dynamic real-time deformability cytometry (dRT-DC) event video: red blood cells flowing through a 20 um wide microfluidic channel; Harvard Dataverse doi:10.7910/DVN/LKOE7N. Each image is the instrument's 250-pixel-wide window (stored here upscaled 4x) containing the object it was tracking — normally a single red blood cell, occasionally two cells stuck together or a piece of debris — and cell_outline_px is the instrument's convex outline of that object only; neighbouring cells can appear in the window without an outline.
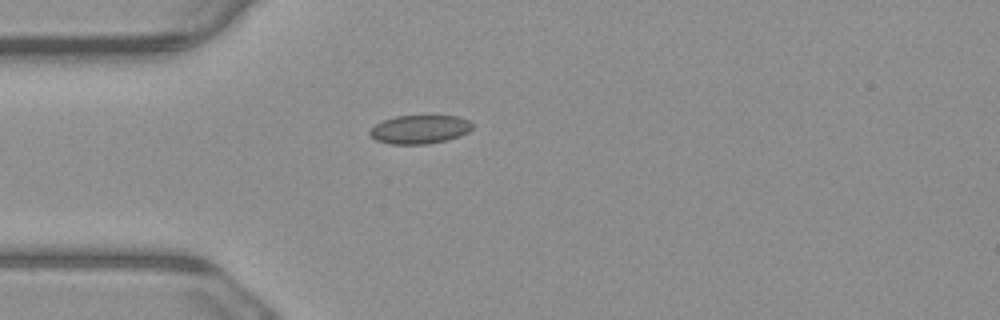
{"species": "common noctule bat (a hibernating species)", "species_latin": "Nyctalus noctula", "temperature_condition": "warm", "stored_images_in_passage": 1, "camera_frame_rate_fps": 3000, "um_per_image_px": 0.085, "animal": {"sex": "male", "body_mass_g": 23.1, "forearm_length_mm": 52.7}, "frame": {"image": 1, "passage_image": 1, "time_ms": 0.0, "image_size_px": [1000, 320], "cell_outline_px": [[472, 128], [468, 132], [460, 136], [448, 140], [428, 144], [388, 144], [376, 140], [368, 132], [376, 124], [384, 120], [396, 116], [460, 116], [468, 120], [472, 124]], "centroid_in_image_um": [35.69, 11.0], "position_along_channel_um": 49.3, "area_um2": 17.11}}